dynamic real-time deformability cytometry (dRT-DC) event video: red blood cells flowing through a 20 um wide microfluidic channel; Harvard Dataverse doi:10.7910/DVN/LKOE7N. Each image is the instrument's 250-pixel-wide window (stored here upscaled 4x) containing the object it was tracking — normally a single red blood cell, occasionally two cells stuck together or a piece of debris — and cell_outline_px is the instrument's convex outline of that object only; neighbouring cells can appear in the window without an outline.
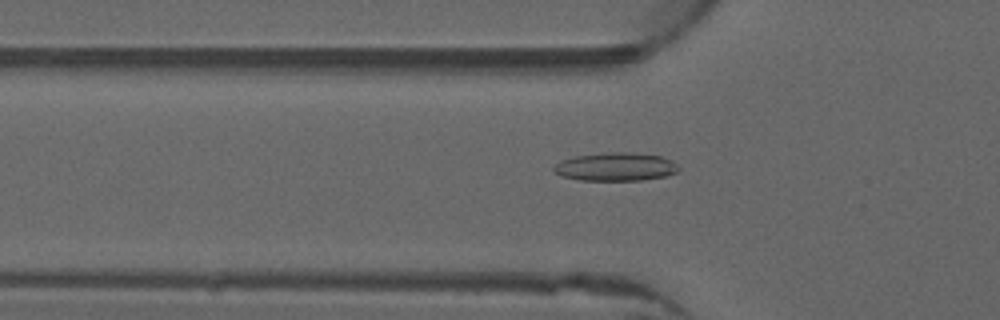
{"species": "common noctule bat (a hibernating species)", "species_latin": "Nyctalus noctula", "temperature_condition": "warm", "stored_images_in_passage": 37, "camera_frame_rate_fps": 3000, "um_per_image_px": 0.085, "animal": {"sex": "male", "forearm_length_mm": 52.5}, "frame": {"image": 1, "passage_image": 3, "time_ms": 0.667, "image_size_px": [1000, 320], "cell_outline_px": [[680, 168], [676, 172], [668, 176], [640, 180], [580, 180], [560, 176], [552, 172], [552, 168], [560, 160], [576, 156], [612, 152], [632, 152], [660, 156], [672, 160]], "centroid_in_image_um": [52.31, 14.18], "position_along_channel_um": 73.5, "area_um2": 20.69}}
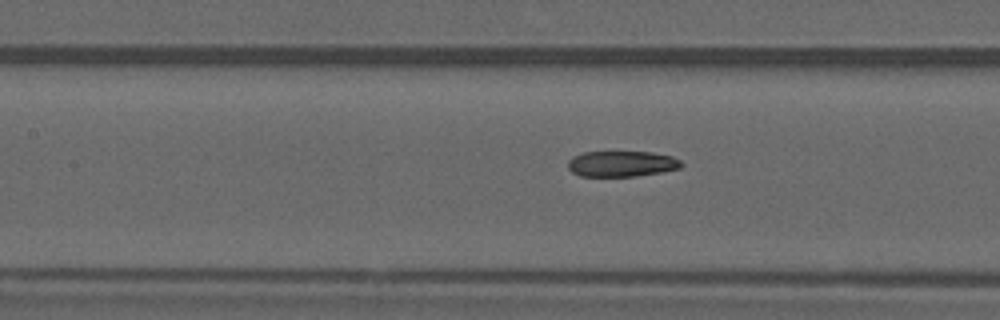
{"frame": {"image": 2, "passage_image": 9, "time_ms": 2.667, "image_size_px": [1000, 320], "cell_outline_px": [[684, 164], [680, 168], [660, 172], [636, 176], [580, 176], [572, 172], [568, 168], [568, 160], [572, 156], [584, 152], [652, 152], [672, 156], [680, 160]], "centroid_in_image_um": [52.83, 13.92], "position_along_channel_um": 154.6, "area_um2": 17.05}}
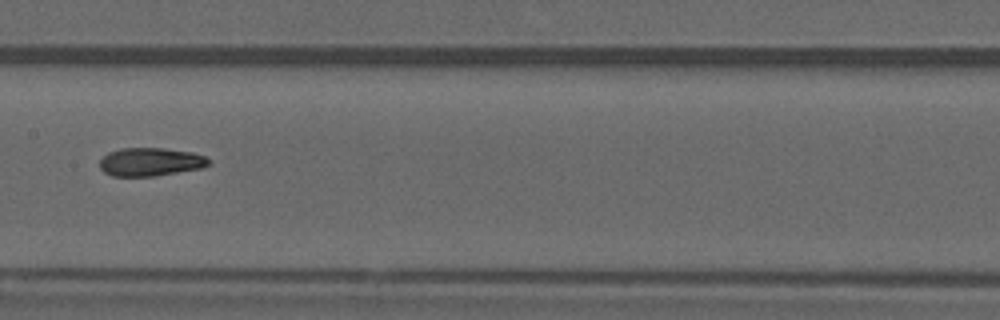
{"frame": {"image": 3, "passage_image": 12, "time_ms": 3.667, "image_size_px": [1000, 320], "cell_outline_px": [[212, 164], [204, 168], [156, 176], [112, 176], [104, 172], [100, 168], [100, 160], [108, 152], [120, 148], [164, 148], [192, 152], [204, 156], [212, 160]], "centroid_in_image_um": [12.84, 13.76], "position_along_channel_um": 194.6, "area_um2": 18.26}, "authors_computed_cell_mechanics": {"area_um2": 17.918, "velocity_mm_per_s": 4.0051, "shape_relaxation_time_tau1_ms": null, "shape_relaxation_time_tau2_ms": 3.0149, "deformation_change_tau1": null, "deformation_change_tau2": 0.1058}}